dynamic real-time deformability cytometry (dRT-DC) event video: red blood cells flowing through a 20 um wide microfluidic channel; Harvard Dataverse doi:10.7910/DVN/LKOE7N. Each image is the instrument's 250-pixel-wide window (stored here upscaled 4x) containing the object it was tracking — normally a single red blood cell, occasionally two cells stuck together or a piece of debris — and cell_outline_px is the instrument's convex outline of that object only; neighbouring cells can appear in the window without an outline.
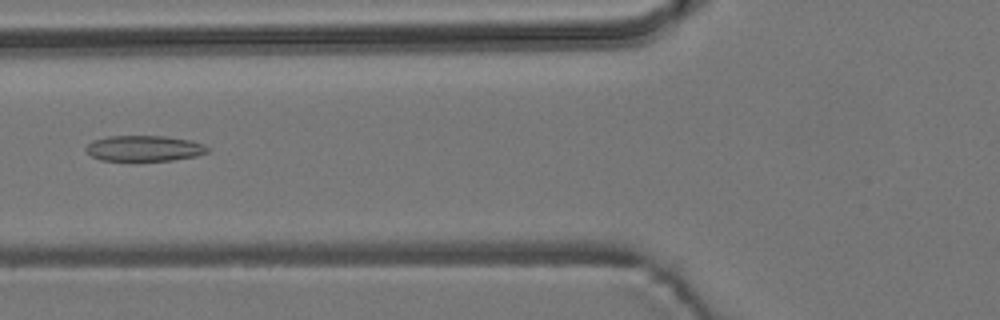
{"species": "common noctule bat (a hibernating species)", "species_latin": "Nyctalus noctula", "temperature_condition": "room temperature", "stored_images_in_passage": 5, "camera_frame_rate_fps": 3000, "um_per_image_px": 0.085, "animal": {"sex": "male", "body_mass_g": 19.2, "forearm_length_mm": 51.8}, "frame": {"image": 1, "passage_image": 5, "time_ms": 5.0, "image_size_px": [1000, 320], "cell_outline_px": [[208, 152], [196, 156], [172, 160], [136, 164], [100, 160], [92, 156], [84, 148], [92, 140], [108, 136], [164, 136], [192, 140], [204, 144], [208, 148]], "centroid_in_image_um": [12.22, 12.66], "position_along_channel_um": 113.6, "area_um2": 19.19}}